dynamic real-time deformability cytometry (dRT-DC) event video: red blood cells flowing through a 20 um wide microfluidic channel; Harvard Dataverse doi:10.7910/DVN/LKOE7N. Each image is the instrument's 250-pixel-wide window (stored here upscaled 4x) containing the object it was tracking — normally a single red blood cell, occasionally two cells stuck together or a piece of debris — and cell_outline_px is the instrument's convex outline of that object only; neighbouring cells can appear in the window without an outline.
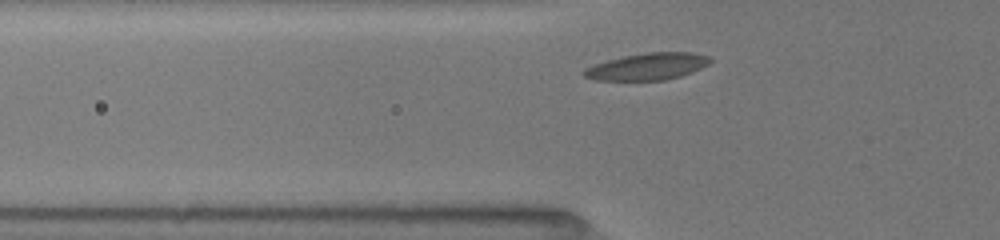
{"species": "common noctule bat (a hibernating species)", "species_latin": "Nyctalus noctula", "temperature_condition": "room temperature", "stored_images_in_passage": 38, "camera_frame_rate_fps": 3000, "um_per_image_px": 0.085, "animal": {"sex": "female", "body_mass_g": 19.5, "forearm_length_mm": 54.1}, "frame": {"image": 1, "passage_image": 5, "time_ms": 1.333, "image_size_px": [1000, 240], "cell_outline_px": [[712, 60], [708, 64], [692, 72], [680, 76], [664, 80], [596, 80], [584, 76], [580, 72], [584, 68], [608, 60], [624, 56], [648, 52], [692, 52], [708, 56]], "centroid_in_image_um": [55.02, 5.65], "position_along_channel_um": 70.8, "area_um2": 19.65}}
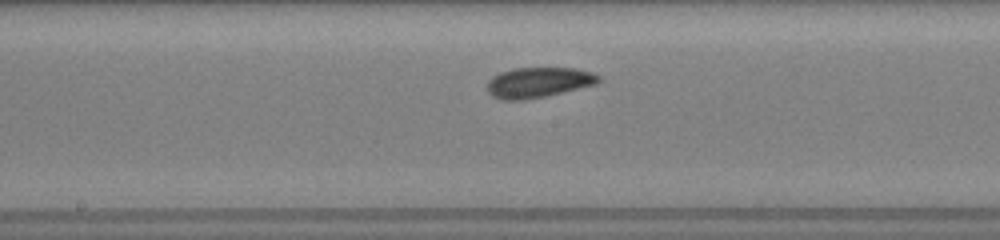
{"frame": {"image": 2, "passage_image": 15, "time_ms": 4.667, "image_size_px": [1000, 240], "cell_outline_px": [[600, 80], [596, 84], [544, 96], [524, 100], [500, 100], [492, 96], [488, 92], [488, 80], [492, 76], [500, 72], [512, 68], [576, 68], [592, 72], [600, 76]], "centroid_in_image_um": [45.73, 7.0], "position_along_channel_um": 202.5, "area_um2": 19.65}}
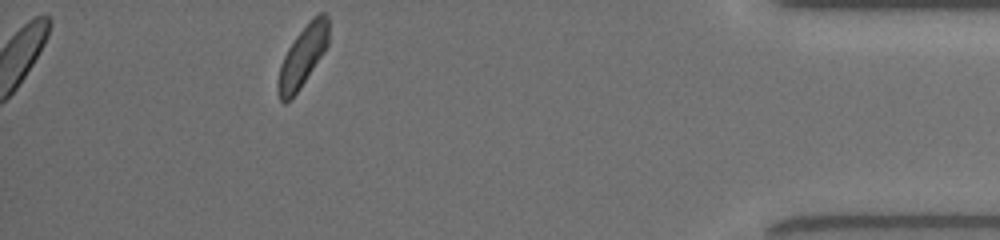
{"frame": {"image": 3, "passage_image": 34, "time_ms": 11.0, "image_size_px": [1000, 240], "cell_outline_px": [[328, 44], [324, 52], [300, 88], [284, 104], [280, 100], [276, 92], [276, 80], [280, 64], [288, 48], [296, 36], [320, 12], [324, 12], [328, 16]], "centroid_in_image_um": [25.69, 4.85], "position_along_channel_um": 409.5, "area_um2": 17.69}}